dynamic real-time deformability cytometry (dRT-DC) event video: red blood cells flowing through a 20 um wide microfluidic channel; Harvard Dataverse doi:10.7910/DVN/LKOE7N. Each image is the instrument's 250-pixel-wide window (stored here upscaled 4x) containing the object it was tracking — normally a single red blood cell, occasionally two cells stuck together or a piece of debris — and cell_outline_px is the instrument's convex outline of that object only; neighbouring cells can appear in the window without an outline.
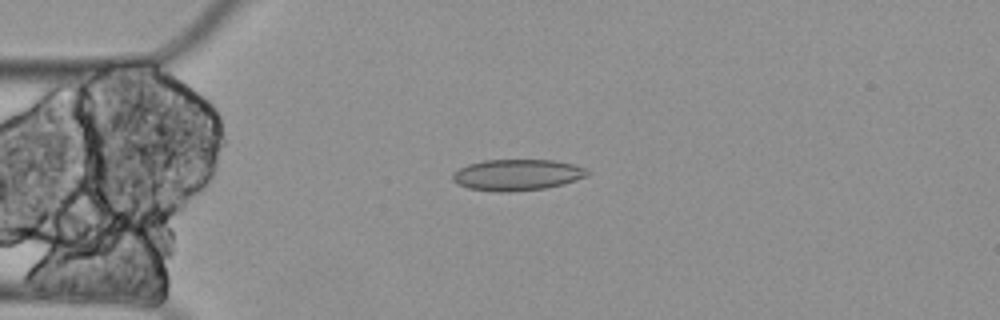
{"species": "Egyptian fruit bat (a non-hibernating species)", "species_latin": "Rousettus aegyptiacus", "temperature_condition": "cold", "stored_images_in_passage": 6, "camera_frame_rate_fps": 3000, "um_per_image_px": 0.085, "animal": {"sex": "female"}, "frame": {"image": 1, "passage_image": 4, "time_ms": 1.0, "image_size_px": [1000, 320], "cell_outline_px": [[588, 176], [564, 184], [544, 188], [508, 192], [500, 192], [468, 188], [452, 180], [452, 172], [468, 164], [484, 160], [552, 160], [572, 164], [584, 168], [588, 172]], "centroid_in_image_um": [43.94, 14.86], "position_along_channel_um": 41.1, "area_um2": 24.33}}
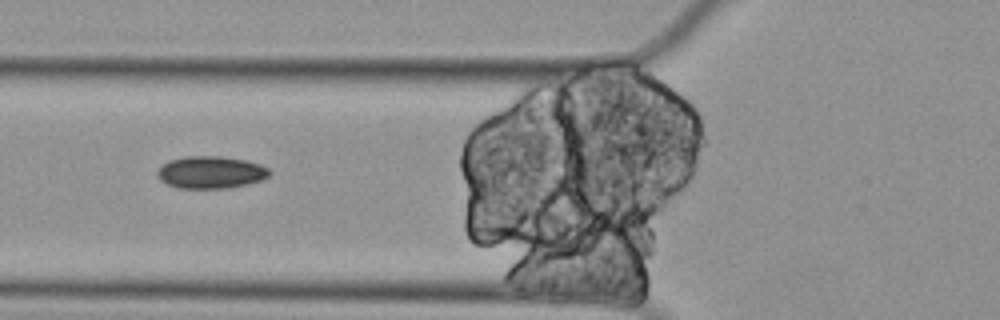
{"frame": {"image": 2, "passage_image": 6, "time_ms": 1.667, "image_size_px": [1000, 320], "cell_outline_px": [[272, 172], [268, 176], [260, 180], [228, 188], [180, 188], [168, 184], [160, 180], [156, 176], [156, 172], [168, 160], [184, 156], [220, 156], [248, 160], [260, 164], [268, 168]], "centroid_in_image_um": [17.9, 14.63], "position_along_channel_um": 107.9, "area_um2": 21.1}}